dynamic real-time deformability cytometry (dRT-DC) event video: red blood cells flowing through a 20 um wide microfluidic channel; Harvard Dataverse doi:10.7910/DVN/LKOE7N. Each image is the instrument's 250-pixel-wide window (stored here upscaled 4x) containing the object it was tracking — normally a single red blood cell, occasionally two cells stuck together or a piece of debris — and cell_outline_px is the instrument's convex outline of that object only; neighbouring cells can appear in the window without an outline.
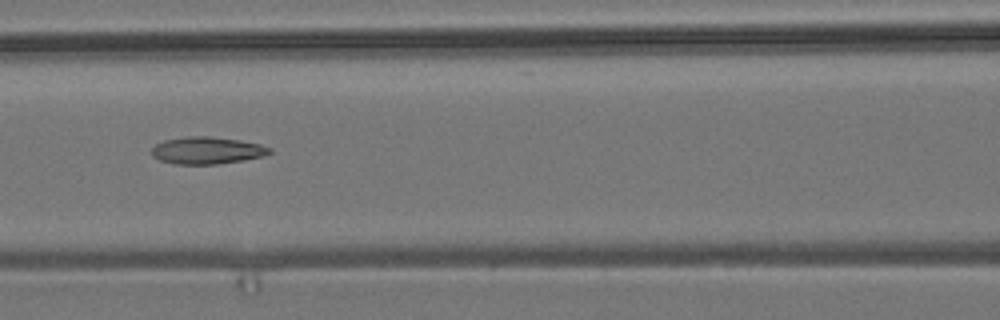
{"species": "common noctule bat (a hibernating species)", "species_latin": "Nyctalus noctula", "temperature_condition": "room temperature", "stored_images_in_passage": 10, "camera_frame_rate_fps": 3000, "um_per_image_px": 0.085, "animal": {"sex": "male", "body_mass_g": 19.2, "forearm_length_mm": 51.8}, "frame": {"image": 1, "passage_image": 7, "time_ms": 7.0, "image_size_px": [1000, 320], "cell_outline_px": [[272, 152], [264, 156], [244, 160], [216, 164], [172, 164], [160, 160], [152, 156], [152, 148], [156, 144], [164, 140], [188, 136], [212, 136], [240, 140], [260, 144], [272, 148]], "centroid_in_image_um": [17.61, 12.78], "position_along_channel_um": 149.0, "area_um2": 18.79}}
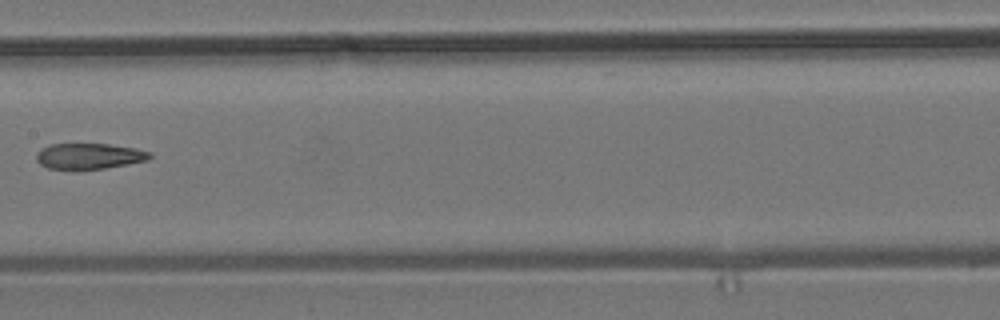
{"frame": {"image": 2, "passage_image": 8, "time_ms": 8.333, "image_size_px": [1000, 320], "cell_outline_px": [[152, 156], [148, 160], [104, 168], [48, 168], [40, 164], [36, 160], [36, 152], [40, 148], [48, 144], [108, 144], [136, 148], [148, 152]], "centroid_in_image_um": [7.54, 13.25], "position_along_channel_um": 199.9, "area_um2": 16.76}}
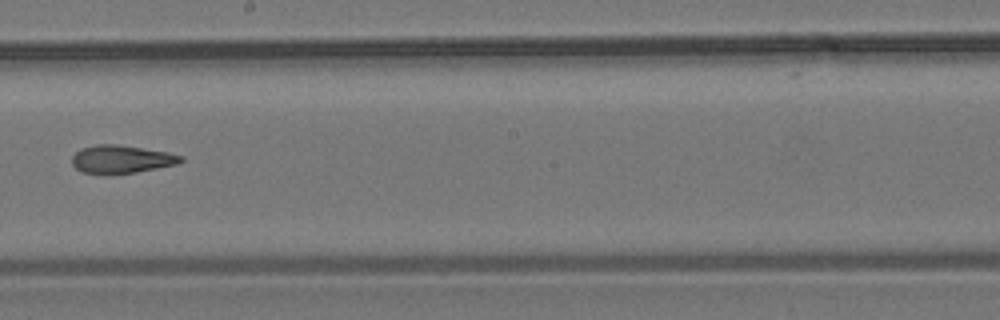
{"frame": {"image": 3, "passage_image": 9, "time_ms": 9.333, "image_size_px": [1000, 320], "cell_outline_px": [[184, 160], [176, 164], [136, 172], [112, 176], [100, 176], [80, 172], [72, 164], [72, 156], [80, 148], [96, 144], [116, 144], [168, 152], [184, 156]], "centroid_in_image_um": [10.26, 13.57], "position_along_channel_um": 237.9, "area_um2": 18.32}}